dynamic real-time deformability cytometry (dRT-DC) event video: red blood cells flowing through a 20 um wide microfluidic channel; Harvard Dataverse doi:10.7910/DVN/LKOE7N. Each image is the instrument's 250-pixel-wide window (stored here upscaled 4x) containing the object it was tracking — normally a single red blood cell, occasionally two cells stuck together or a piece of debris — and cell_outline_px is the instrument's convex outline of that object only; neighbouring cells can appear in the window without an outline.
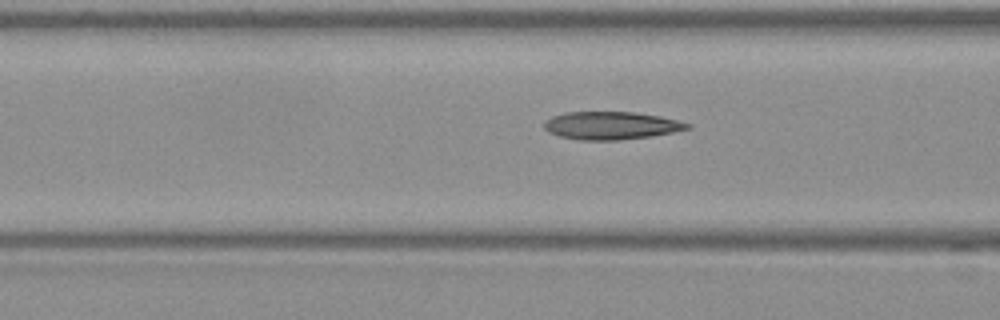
{"species": "Egyptian fruit bat (a non-hibernating species)", "species_latin": "Rousettus aegyptiacus", "temperature_condition": "warm", "stored_images_in_passage": 19, "camera_frame_rate_fps": 3000, "um_per_image_px": 0.085, "frame": {"image": 1, "passage_image": 16, "time_ms": 5.0, "image_size_px": [1000, 320], "cell_outline_px": [[692, 128], [652, 136], [616, 140], [580, 140], [560, 136], [548, 132], [544, 128], [544, 120], [552, 116], [564, 112], [636, 112], [660, 116], [692, 124]], "centroid_in_image_um": [51.93, 10.66], "position_along_channel_um": 114.7, "area_um2": 23.29}}